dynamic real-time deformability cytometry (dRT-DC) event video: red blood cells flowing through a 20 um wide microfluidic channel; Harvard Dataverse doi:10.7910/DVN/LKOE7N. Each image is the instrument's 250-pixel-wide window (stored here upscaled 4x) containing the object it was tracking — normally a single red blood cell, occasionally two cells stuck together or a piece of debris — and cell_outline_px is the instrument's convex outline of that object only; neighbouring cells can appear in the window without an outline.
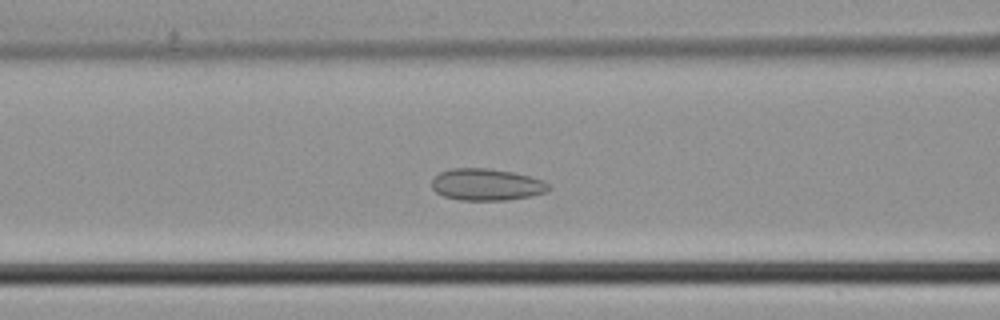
{"species": "common noctule bat (a hibernating species)", "species_latin": "Nyctalus noctula", "temperature_condition": "cold", "stored_images_in_passage": 44, "camera_frame_rate_fps": 3000, "um_per_image_px": 0.085, "animal": {"sex": "male", "body_mass_g": 21.5, "forearm_length_mm": 52.0}, "frame": {"image": 1, "passage_image": 16, "time_ms": 5.0, "image_size_px": [1000, 320], "cell_outline_px": [[552, 188], [548, 192], [532, 196], [508, 200], [460, 200], [444, 196], [436, 192], [432, 188], [432, 180], [440, 172], [452, 168], [488, 168], [512, 172], [544, 180]], "centroid_in_image_um": [41.39, 15.69], "position_along_channel_um": 125.2, "area_um2": 21.79}}
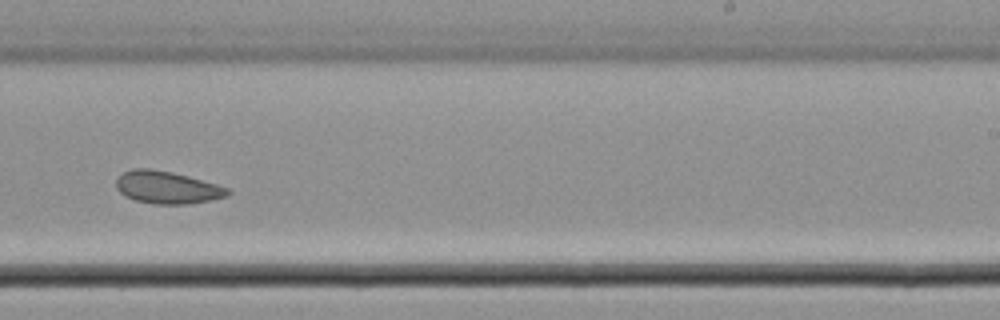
{"frame": {"image": 2, "passage_image": 26, "time_ms": 8.333, "image_size_px": [1000, 320], "cell_outline_px": [[232, 192], [228, 196], [188, 204], [152, 204], [136, 200], [120, 192], [116, 188], [116, 176], [132, 168], [152, 168], [172, 172], [188, 176], [216, 184], [228, 188]], "centroid_in_image_um": [14.19, 15.92], "position_along_channel_um": 274.8, "area_um2": 21.1}}
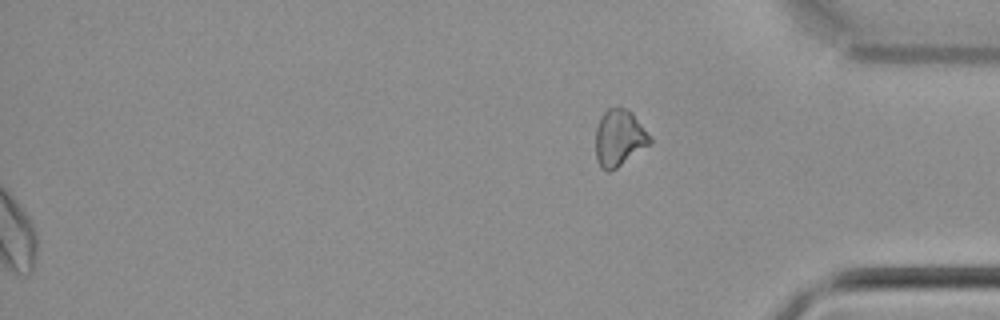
{"frame": {"image": 3, "passage_image": 44, "time_ms": 14.333, "image_size_px": [1000, 320], "cell_outline_px": [[652, 140], [648, 144], [616, 168], [608, 172], [600, 168], [596, 160], [596, 128], [600, 116], [608, 108], [628, 108], [632, 112], [652, 136]], "centroid_in_image_um": [52.61, 11.71], "position_along_channel_um": 382.6, "area_um2": 17.86}}